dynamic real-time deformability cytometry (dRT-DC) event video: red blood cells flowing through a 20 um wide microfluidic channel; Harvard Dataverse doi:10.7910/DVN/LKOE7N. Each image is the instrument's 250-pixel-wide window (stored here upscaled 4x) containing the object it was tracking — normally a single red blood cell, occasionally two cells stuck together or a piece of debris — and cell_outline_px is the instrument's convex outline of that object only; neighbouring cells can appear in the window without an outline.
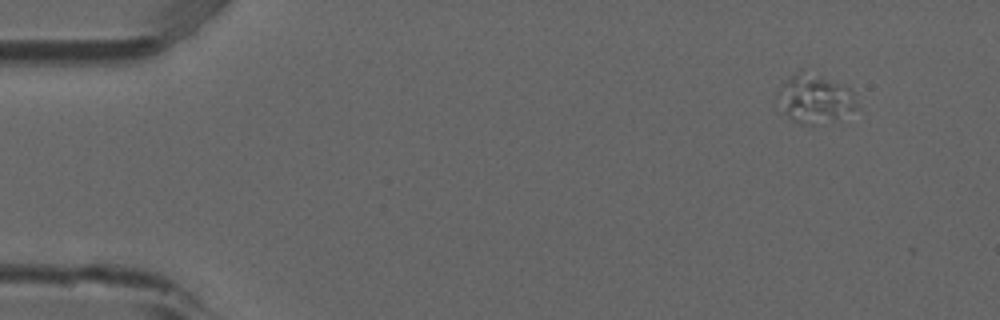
{"species": "common noctule bat (a hibernating species)", "species_latin": "Nyctalus noctula", "temperature_condition": "room temperature", "stored_images_in_passage": 4, "camera_frame_rate_fps": 3000, "um_per_image_px": 0.085, "animal": {"sex": "male", "forearm_length_mm": 52.5}, "frame": {"image": 1, "passage_image": 1, "time_ms": 0.0, "image_size_px": [1000, 320], "cell_outline_px": [[860, 108], [812, 124], [800, 124], [792, 120], [784, 112], [776, 96], [776, 92], [800, 68], [840, 84], [848, 88], [852, 92]], "centroid_in_image_um": [69.22, 8.35], "position_along_channel_um": 15.8, "area_um2": 21.56}}
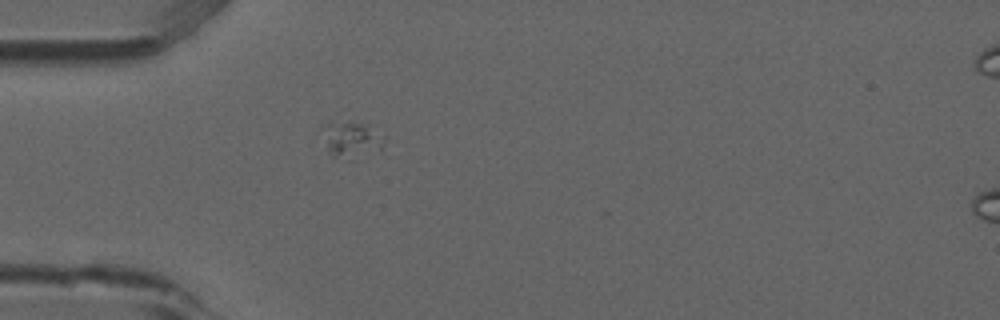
{"frame": {"image": 2, "passage_image": 4, "time_ms": 1.0, "image_size_px": [1000, 320], "cell_outline_px": [[388, 140], [380, 152], [356, 160], [352, 160], [332, 156], [328, 148], [328, 124], [352, 120], [388, 136]], "centroid_in_image_um": [30.11, 11.94], "position_along_channel_um": 54.9, "area_um2": 12.89}}